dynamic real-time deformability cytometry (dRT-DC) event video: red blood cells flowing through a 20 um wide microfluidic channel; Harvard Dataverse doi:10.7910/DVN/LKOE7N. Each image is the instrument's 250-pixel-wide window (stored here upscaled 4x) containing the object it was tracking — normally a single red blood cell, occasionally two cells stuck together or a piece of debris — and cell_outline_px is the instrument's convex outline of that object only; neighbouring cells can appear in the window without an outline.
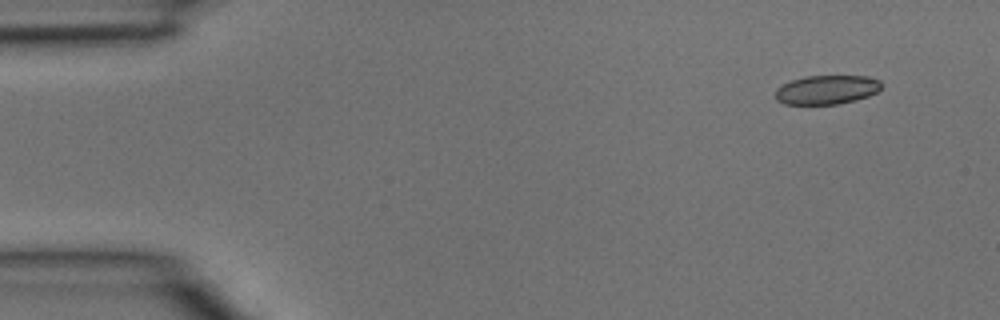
{"species": "common noctule bat (a hibernating species)", "species_latin": "Nyctalus noctula", "temperature_condition": "room temperature", "stored_images_in_passage": 9, "camera_frame_rate_fps": 3000, "um_per_image_px": 0.085, "animal": {"sex": "male", "body_mass_g": 15.6}, "frame": {"image": 1, "passage_image": 1, "time_ms": 0.0, "image_size_px": [1000, 320], "cell_outline_px": [[872, 92], [848, 100], [828, 104], [796, 104], [824, 76], [848, 76], [872, 80]], "centroid_in_image_um": [71.13, 7.65], "position_along_channel_um": 13.9, "area_um2": 10.52}}
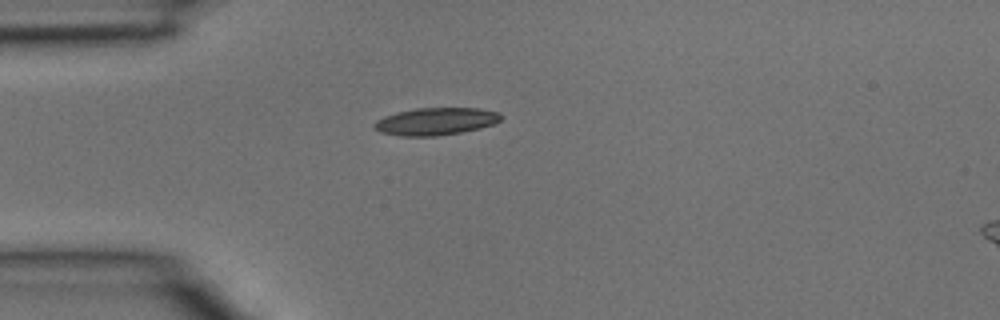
{"frame": {"image": 2, "passage_image": 8, "time_ms": 2.333, "image_size_px": [1000, 320], "cell_outline_px": [[488, 120], [484, 124], [452, 132], [400, 132], [396, 116], [412, 112], [444, 108], [456, 108], [480, 112]], "centroid_in_image_um": [37.4, 10.24], "position_along_channel_um": 47.6, "area_um2": 12.54}}